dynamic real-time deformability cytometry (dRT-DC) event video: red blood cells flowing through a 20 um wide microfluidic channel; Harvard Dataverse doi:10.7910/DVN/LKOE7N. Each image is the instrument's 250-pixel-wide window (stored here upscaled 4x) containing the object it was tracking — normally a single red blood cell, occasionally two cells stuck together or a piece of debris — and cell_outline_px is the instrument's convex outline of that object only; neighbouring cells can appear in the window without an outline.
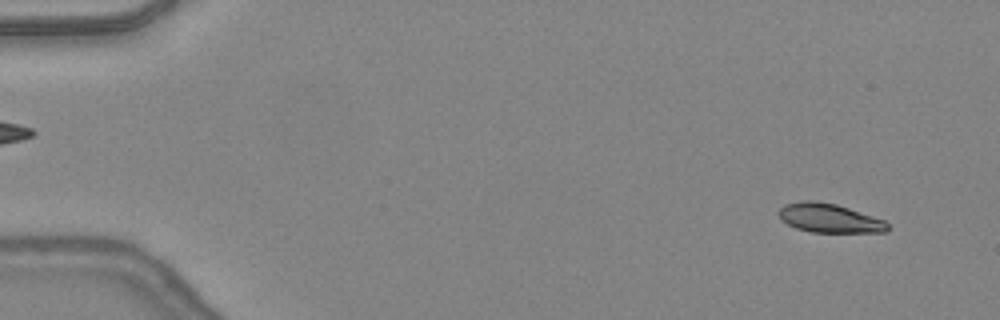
{"species": "common noctule bat (a hibernating species)", "species_latin": "Nyctalus noctula", "temperature_condition": "warm", "stored_images_in_passage": 17, "camera_frame_rate_fps": 3000, "um_per_image_px": 0.085, "animal": {"sex": "female", "body_mass_g": 24.6, "forearm_length_mm": 56.2}, "frame": {"image": 1, "passage_image": 3, "time_ms": 0.667, "image_size_px": [1000, 320], "cell_outline_px": [[888, 228], [884, 232], [812, 232], [796, 228], [780, 220], [776, 212], [784, 204], [804, 200], [812, 200], [836, 204], [884, 220], [888, 224]], "centroid_in_image_um": [70.42, 18.53], "position_along_channel_um": 14.6, "area_um2": 18.32}}
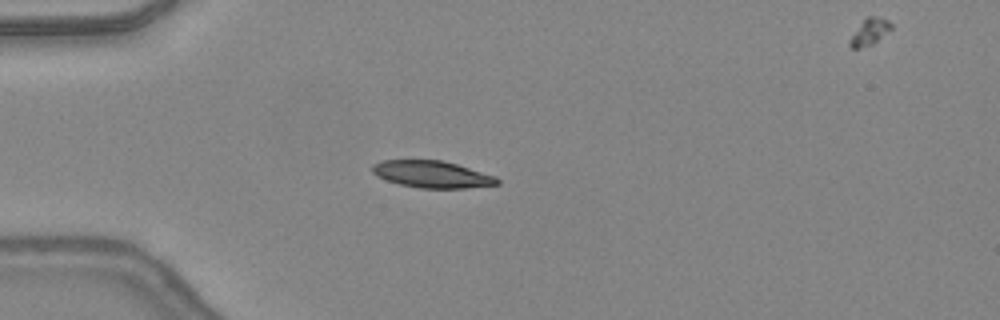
{"frame": {"image": 2, "passage_image": 13, "time_ms": 4.0, "image_size_px": [1000, 320], "cell_outline_px": [[500, 184], [464, 188], [420, 188], [400, 184], [376, 176], [372, 172], [372, 164], [380, 160], [440, 160], [456, 164], [496, 176], [500, 180]], "centroid_in_image_um": [36.71, 14.81], "position_along_channel_um": 48.3, "area_um2": 19.54}}